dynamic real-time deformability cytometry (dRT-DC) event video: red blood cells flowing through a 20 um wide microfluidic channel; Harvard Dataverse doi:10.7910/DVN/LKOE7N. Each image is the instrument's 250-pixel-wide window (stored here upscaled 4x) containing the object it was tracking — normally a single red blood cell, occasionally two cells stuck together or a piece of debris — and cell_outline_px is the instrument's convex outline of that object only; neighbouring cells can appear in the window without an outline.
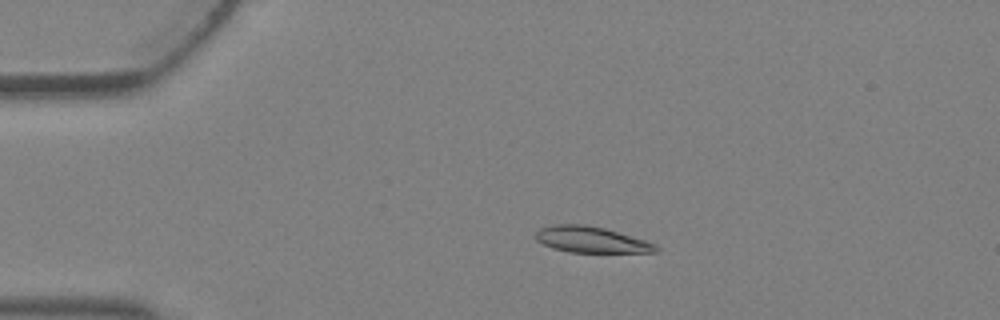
{"species": "Egyptian fruit bat (a non-hibernating species)", "species_latin": "Rousettus aegyptiacus", "temperature_condition": "warm", "stored_images_in_passage": 4, "camera_frame_rate_fps": 3000, "um_per_image_px": 0.085, "animal": {"sex": "female"}, "frame": {"image": 1, "passage_image": 3, "time_ms": 0.667, "image_size_px": [1000, 320], "cell_outline_px": [[660, 252], [568, 252], [552, 248], [536, 240], [536, 232], [540, 228], [552, 224], [584, 224], [604, 228], [644, 240], [656, 244], [660, 248]], "centroid_in_image_um": [50.24, 20.37], "position_along_channel_um": 34.8, "area_um2": 18.21}}